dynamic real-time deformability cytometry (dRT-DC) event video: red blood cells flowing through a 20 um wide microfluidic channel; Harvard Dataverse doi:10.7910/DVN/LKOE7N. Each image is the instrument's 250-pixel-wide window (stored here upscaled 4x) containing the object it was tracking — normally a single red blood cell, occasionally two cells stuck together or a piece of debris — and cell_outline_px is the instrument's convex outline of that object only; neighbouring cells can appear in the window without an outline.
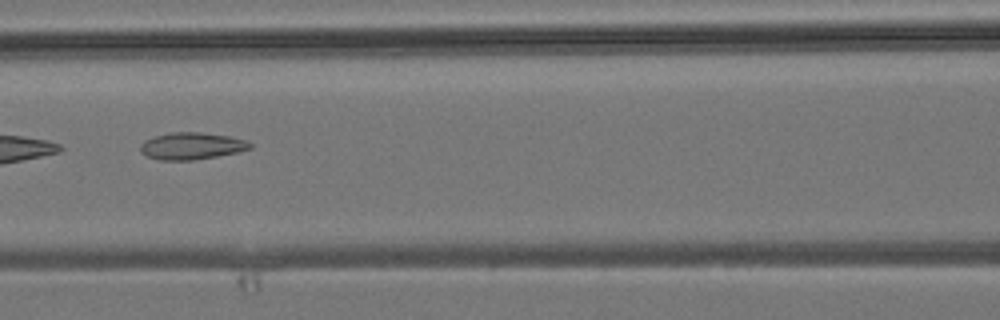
{"species": "common noctule bat (a hibernating species)", "species_latin": "Nyctalus noctula", "temperature_condition": "room temperature", "stored_images_in_passage": 6, "camera_frame_rate_fps": 3000, "um_per_image_px": 0.085, "animal": {"sex": "male", "body_mass_g": 19.2, "forearm_length_mm": 51.8}, "frame": {"image": 1, "passage_image": 6, "time_ms": 6.333, "image_size_px": [1000, 320], "cell_outline_px": [[252, 148], [236, 152], [216, 156], [192, 160], [160, 160], [148, 156], [140, 152], [140, 144], [144, 140], [156, 136], [172, 132], [200, 132], [228, 136], [248, 140], [252, 144]], "centroid_in_image_um": [16.29, 12.4], "position_along_channel_um": 150.3, "area_um2": 17.17}}